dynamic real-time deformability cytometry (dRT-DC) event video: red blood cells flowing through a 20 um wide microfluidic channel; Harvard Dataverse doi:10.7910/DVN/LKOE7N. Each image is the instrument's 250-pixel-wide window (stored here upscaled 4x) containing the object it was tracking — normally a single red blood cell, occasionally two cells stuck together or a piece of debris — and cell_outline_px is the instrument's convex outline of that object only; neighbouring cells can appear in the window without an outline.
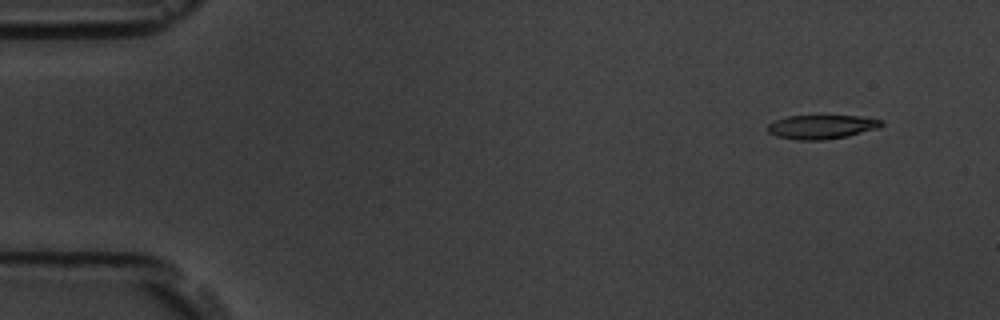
{"species": "common noctule bat (a hibernating species)", "species_latin": "Nyctalus noctula", "temperature_condition": "room temperature", "stored_images_in_passage": 4, "camera_frame_rate_fps": 3000, "um_per_image_px": 0.085, "animal": {"sex": "male", "body_mass_g": 19.5, "forearm_length_mm": 54.6}, "frame": {"image": 1, "passage_image": 1, "time_ms": 0.0, "image_size_px": [1000, 320], "cell_outline_px": [[884, 124], [880, 128], [848, 136], [820, 140], [796, 140], [776, 136], [768, 132], [768, 124], [776, 120], [788, 116], [860, 116], [884, 120]], "centroid_in_image_um": [69.88, 10.78], "position_along_channel_um": 15.1, "area_um2": 15.95}}
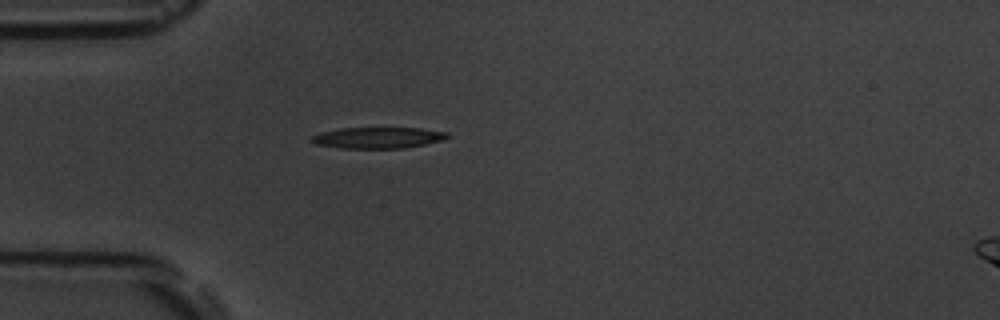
{"frame": {"image": 2, "passage_image": 4, "time_ms": 1.0, "image_size_px": [1000, 320], "cell_outline_px": [[448, 136], [444, 140], [404, 148], [340, 148], [316, 144], [308, 140], [312, 136], [320, 132], [340, 128], [420, 128], [448, 132]], "centroid_in_image_um": [32.09, 11.7], "position_along_channel_um": 52.9, "area_um2": 16.76}}